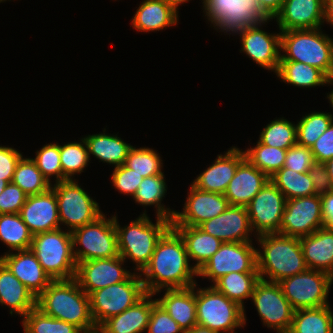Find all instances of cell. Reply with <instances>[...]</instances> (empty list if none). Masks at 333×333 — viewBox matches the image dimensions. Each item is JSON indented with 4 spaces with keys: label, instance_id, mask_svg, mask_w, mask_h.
<instances>
[{
    "label": "cell",
    "instance_id": "obj_1",
    "mask_svg": "<svg viewBox=\"0 0 333 333\" xmlns=\"http://www.w3.org/2000/svg\"><path fill=\"white\" fill-rule=\"evenodd\" d=\"M190 261L182 237L171 226L157 242L150 262L140 273L146 293L156 295L163 289L194 286L198 272Z\"/></svg>",
    "mask_w": 333,
    "mask_h": 333
},
{
    "label": "cell",
    "instance_id": "obj_2",
    "mask_svg": "<svg viewBox=\"0 0 333 333\" xmlns=\"http://www.w3.org/2000/svg\"><path fill=\"white\" fill-rule=\"evenodd\" d=\"M44 314L68 322L83 333L97 328L90 311V299L75 279L55 280L36 298Z\"/></svg>",
    "mask_w": 333,
    "mask_h": 333
},
{
    "label": "cell",
    "instance_id": "obj_3",
    "mask_svg": "<svg viewBox=\"0 0 333 333\" xmlns=\"http://www.w3.org/2000/svg\"><path fill=\"white\" fill-rule=\"evenodd\" d=\"M256 239L262 248L256 249L260 279L278 283L308 269L300 238L273 233L257 236Z\"/></svg>",
    "mask_w": 333,
    "mask_h": 333
},
{
    "label": "cell",
    "instance_id": "obj_4",
    "mask_svg": "<svg viewBox=\"0 0 333 333\" xmlns=\"http://www.w3.org/2000/svg\"><path fill=\"white\" fill-rule=\"evenodd\" d=\"M114 225L117 232L118 252L126 261L132 260L135 271L141 273L150 262L156 244L162 235L172 226L171 220L157 217L153 223L146 210L136 220L121 227L114 215Z\"/></svg>",
    "mask_w": 333,
    "mask_h": 333
},
{
    "label": "cell",
    "instance_id": "obj_5",
    "mask_svg": "<svg viewBox=\"0 0 333 333\" xmlns=\"http://www.w3.org/2000/svg\"><path fill=\"white\" fill-rule=\"evenodd\" d=\"M321 28L281 31L280 61L311 65L333 79V39Z\"/></svg>",
    "mask_w": 333,
    "mask_h": 333
},
{
    "label": "cell",
    "instance_id": "obj_6",
    "mask_svg": "<svg viewBox=\"0 0 333 333\" xmlns=\"http://www.w3.org/2000/svg\"><path fill=\"white\" fill-rule=\"evenodd\" d=\"M30 249L52 281L75 278L77 262L70 231L59 228L36 234Z\"/></svg>",
    "mask_w": 333,
    "mask_h": 333
},
{
    "label": "cell",
    "instance_id": "obj_7",
    "mask_svg": "<svg viewBox=\"0 0 333 333\" xmlns=\"http://www.w3.org/2000/svg\"><path fill=\"white\" fill-rule=\"evenodd\" d=\"M245 309L210 287L196 289L197 325L218 333H235L246 323Z\"/></svg>",
    "mask_w": 333,
    "mask_h": 333
},
{
    "label": "cell",
    "instance_id": "obj_8",
    "mask_svg": "<svg viewBox=\"0 0 333 333\" xmlns=\"http://www.w3.org/2000/svg\"><path fill=\"white\" fill-rule=\"evenodd\" d=\"M202 10L214 29L236 34L241 29L268 22L257 0H203Z\"/></svg>",
    "mask_w": 333,
    "mask_h": 333
},
{
    "label": "cell",
    "instance_id": "obj_9",
    "mask_svg": "<svg viewBox=\"0 0 333 333\" xmlns=\"http://www.w3.org/2000/svg\"><path fill=\"white\" fill-rule=\"evenodd\" d=\"M140 273L125 281L96 290L89 295L90 311L94 323L99 327L108 318L118 315L135 305L146 295Z\"/></svg>",
    "mask_w": 333,
    "mask_h": 333
},
{
    "label": "cell",
    "instance_id": "obj_10",
    "mask_svg": "<svg viewBox=\"0 0 333 333\" xmlns=\"http://www.w3.org/2000/svg\"><path fill=\"white\" fill-rule=\"evenodd\" d=\"M71 234L77 263L119 256L114 216L107 219L102 214L94 222L73 230Z\"/></svg>",
    "mask_w": 333,
    "mask_h": 333
},
{
    "label": "cell",
    "instance_id": "obj_11",
    "mask_svg": "<svg viewBox=\"0 0 333 333\" xmlns=\"http://www.w3.org/2000/svg\"><path fill=\"white\" fill-rule=\"evenodd\" d=\"M51 187L56 195L60 224L67 226L66 230L72 232L103 214L99 204L79 186L75 178L54 183Z\"/></svg>",
    "mask_w": 333,
    "mask_h": 333
},
{
    "label": "cell",
    "instance_id": "obj_12",
    "mask_svg": "<svg viewBox=\"0 0 333 333\" xmlns=\"http://www.w3.org/2000/svg\"><path fill=\"white\" fill-rule=\"evenodd\" d=\"M294 310L329 305L328 295L333 277L323 271L307 269L278 282Z\"/></svg>",
    "mask_w": 333,
    "mask_h": 333
},
{
    "label": "cell",
    "instance_id": "obj_13",
    "mask_svg": "<svg viewBox=\"0 0 333 333\" xmlns=\"http://www.w3.org/2000/svg\"><path fill=\"white\" fill-rule=\"evenodd\" d=\"M251 299L263 325L277 333H288L295 310L284 296L279 283L260 279Z\"/></svg>",
    "mask_w": 333,
    "mask_h": 333
},
{
    "label": "cell",
    "instance_id": "obj_14",
    "mask_svg": "<svg viewBox=\"0 0 333 333\" xmlns=\"http://www.w3.org/2000/svg\"><path fill=\"white\" fill-rule=\"evenodd\" d=\"M256 249L252 242H224L200 268L198 276L214 283L231 272H258Z\"/></svg>",
    "mask_w": 333,
    "mask_h": 333
},
{
    "label": "cell",
    "instance_id": "obj_15",
    "mask_svg": "<svg viewBox=\"0 0 333 333\" xmlns=\"http://www.w3.org/2000/svg\"><path fill=\"white\" fill-rule=\"evenodd\" d=\"M324 226L320 195L286 200L279 234L301 238Z\"/></svg>",
    "mask_w": 333,
    "mask_h": 333
},
{
    "label": "cell",
    "instance_id": "obj_16",
    "mask_svg": "<svg viewBox=\"0 0 333 333\" xmlns=\"http://www.w3.org/2000/svg\"><path fill=\"white\" fill-rule=\"evenodd\" d=\"M285 203L283 193L269 180L246 207L253 236L280 232Z\"/></svg>",
    "mask_w": 333,
    "mask_h": 333
},
{
    "label": "cell",
    "instance_id": "obj_17",
    "mask_svg": "<svg viewBox=\"0 0 333 333\" xmlns=\"http://www.w3.org/2000/svg\"><path fill=\"white\" fill-rule=\"evenodd\" d=\"M124 263L125 260L120 255L79 262L74 279L90 295L96 290L127 280L133 273L124 269Z\"/></svg>",
    "mask_w": 333,
    "mask_h": 333
},
{
    "label": "cell",
    "instance_id": "obj_18",
    "mask_svg": "<svg viewBox=\"0 0 333 333\" xmlns=\"http://www.w3.org/2000/svg\"><path fill=\"white\" fill-rule=\"evenodd\" d=\"M187 195L183 211L174 213L172 226H199L220 215L230 206L224 194L200 190L192 184Z\"/></svg>",
    "mask_w": 333,
    "mask_h": 333
},
{
    "label": "cell",
    "instance_id": "obj_19",
    "mask_svg": "<svg viewBox=\"0 0 333 333\" xmlns=\"http://www.w3.org/2000/svg\"><path fill=\"white\" fill-rule=\"evenodd\" d=\"M252 25L241 29L240 34L242 48L240 52L247 54L251 60L264 69L277 72L281 58V31L277 34H270L261 30L262 24Z\"/></svg>",
    "mask_w": 333,
    "mask_h": 333
},
{
    "label": "cell",
    "instance_id": "obj_20",
    "mask_svg": "<svg viewBox=\"0 0 333 333\" xmlns=\"http://www.w3.org/2000/svg\"><path fill=\"white\" fill-rule=\"evenodd\" d=\"M205 233L224 242H252V228L246 207L230 205L216 217L198 226ZM251 234V235H250Z\"/></svg>",
    "mask_w": 333,
    "mask_h": 333
},
{
    "label": "cell",
    "instance_id": "obj_21",
    "mask_svg": "<svg viewBox=\"0 0 333 333\" xmlns=\"http://www.w3.org/2000/svg\"><path fill=\"white\" fill-rule=\"evenodd\" d=\"M19 214L33 236L62 228L52 187L43 193L27 196Z\"/></svg>",
    "mask_w": 333,
    "mask_h": 333
},
{
    "label": "cell",
    "instance_id": "obj_22",
    "mask_svg": "<svg viewBox=\"0 0 333 333\" xmlns=\"http://www.w3.org/2000/svg\"><path fill=\"white\" fill-rule=\"evenodd\" d=\"M325 0H284L275 16L280 31L317 29L324 23Z\"/></svg>",
    "mask_w": 333,
    "mask_h": 333
},
{
    "label": "cell",
    "instance_id": "obj_23",
    "mask_svg": "<svg viewBox=\"0 0 333 333\" xmlns=\"http://www.w3.org/2000/svg\"><path fill=\"white\" fill-rule=\"evenodd\" d=\"M0 261L36 298L52 282L31 249L5 252Z\"/></svg>",
    "mask_w": 333,
    "mask_h": 333
},
{
    "label": "cell",
    "instance_id": "obj_24",
    "mask_svg": "<svg viewBox=\"0 0 333 333\" xmlns=\"http://www.w3.org/2000/svg\"><path fill=\"white\" fill-rule=\"evenodd\" d=\"M245 158L244 150L231 147L224 155L218 154L212 165L200 173L192 182L197 189L224 194L234 177L238 164Z\"/></svg>",
    "mask_w": 333,
    "mask_h": 333
},
{
    "label": "cell",
    "instance_id": "obj_25",
    "mask_svg": "<svg viewBox=\"0 0 333 333\" xmlns=\"http://www.w3.org/2000/svg\"><path fill=\"white\" fill-rule=\"evenodd\" d=\"M270 178L255 167L246 157L238 164L224 196L230 205L247 207Z\"/></svg>",
    "mask_w": 333,
    "mask_h": 333
},
{
    "label": "cell",
    "instance_id": "obj_26",
    "mask_svg": "<svg viewBox=\"0 0 333 333\" xmlns=\"http://www.w3.org/2000/svg\"><path fill=\"white\" fill-rule=\"evenodd\" d=\"M196 286L197 284L188 288L165 289L164 295L156 299L183 332L197 325Z\"/></svg>",
    "mask_w": 333,
    "mask_h": 333
},
{
    "label": "cell",
    "instance_id": "obj_27",
    "mask_svg": "<svg viewBox=\"0 0 333 333\" xmlns=\"http://www.w3.org/2000/svg\"><path fill=\"white\" fill-rule=\"evenodd\" d=\"M300 245L308 269L323 271L333 277V229L319 228L301 237Z\"/></svg>",
    "mask_w": 333,
    "mask_h": 333
},
{
    "label": "cell",
    "instance_id": "obj_28",
    "mask_svg": "<svg viewBox=\"0 0 333 333\" xmlns=\"http://www.w3.org/2000/svg\"><path fill=\"white\" fill-rule=\"evenodd\" d=\"M154 294L147 293L135 305L122 313L105 320L99 328L104 333H142L147 329L153 305Z\"/></svg>",
    "mask_w": 333,
    "mask_h": 333
},
{
    "label": "cell",
    "instance_id": "obj_29",
    "mask_svg": "<svg viewBox=\"0 0 333 333\" xmlns=\"http://www.w3.org/2000/svg\"><path fill=\"white\" fill-rule=\"evenodd\" d=\"M178 12L164 0H144L132 17V27L137 31H160L177 25Z\"/></svg>",
    "mask_w": 333,
    "mask_h": 333
},
{
    "label": "cell",
    "instance_id": "obj_30",
    "mask_svg": "<svg viewBox=\"0 0 333 333\" xmlns=\"http://www.w3.org/2000/svg\"><path fill=\"white\" fill-rule=\"evenodd\" d=\"M0 304L10 308V314L24 317L36 307V297L0 261Z\"/></svg>",
    "mask_w": 333,
    "mask_h": 333
},
{
    "label": "cell",
    "instance_id": "obj_31",
    "mask_svg": "<svg viewBox=\"0 0 333 333\" xmlns=\"http://www.w3.org/2000/svg\"><path fill=\"white\" fill-rule=\"evenodd\" d=\"M182 237L189 260H195L193 267L197 270L213 256L223 242L205 233L198 226H172Z\"/></svg>",
    "mask_w": 333,
    "mask_h": 333
},
{
    "label": "cell",
    "instance_id": "obj_32",
    "mask_svg": "<svg viewBox=\"0 0 333 333\" xmlns=\"http://www.w3.org/2000/svg\"><path fill=\"white\" fill-rule=\"evenodd\" d=\"M83 138L88 147L89 158L92 154L101 162L112 164L114 167L125 163L128 152L133 147L118 137L117 134L106 133V128L103 133L92 134Z\"/></svg>",
    "mask_w": 333,
    "mask_h": 333
},
{
    "label": "cell",
    "instance_id": "obj_33",
    "mask_svg": "<svg viewBox=\"0 0 333 333\" xmlns=\"http://www.w3.org/2000/svg\"><path fill=\"white\" fill-rule=\"evenodd\" d=\"M276 75L283 82L302 88L329 86L330 80L321 70L295 61H280Z\"/></svg>",
    "mask_w": 333,
    "mask_h": 333
},
{
    "label": "cell",
    "instance_id": "obj_34",
    "mask_svg": "<svg viewBox=\"0 0 333 333\" xmlns=\"http://www.w3.org/2000/svg\"><path fill=\"white\" fill-rule=\"evenodd\" d=\"M259 280V272H231L221 276L212 286L244 309V300L252 297Z\"/></svg>",
    "mask_w": 333,
    "mask_h": 333
},
{
    "label": "cell",
    "instance_id": "obj_35",
    "mask_svg": "<svg viewBox=\"0 0 333 333\" xmlns=\"http://www.w3.org/2000/svg\"><path fill=\"white\" fill-rule=\"evenodd\" d=\"M330 304L294 311L288 333H333V311Z\"/></svg>",
    "mask_w": 333,
    "mask_h": 333
},
{
    "label": "cell",
    "instance_id": "obj_36",
    "mask_svg": "<svg viewBox=\"0 0 333 333\" xmlns=\"http://www.w3.org/2000/svg\"><path fill=\"white\" fill-rule=\"evenodd\" d=\"M164 172L155 176L143 178L133 199L135 203L142 206H154L156 208V216L172 220L175 210L166 208L161 202L167 193V185L165 182Z\"/></svg>",
    "mask_w": 333,
    "mask_h": 333
},
{
    "label": "cell",
    "instance_id": "obj_37",
    "mask_svg": "<svg viewBox=\"0 0 333 333\" xmlns=\"http://www.w3.org/2000/svg\"><path fill=\"white\" fill-rule=\"evenodd\" d=\"M32 238L19 213L0 214V241L7 245L9 252L30 249Z\"/></svg>",
    "mask_w": 333,
    "mask_h": 333
},
{
    "label": "cell",
    "instance_id": "obj_38",
    "mask_svg": "<svg viewBox=\"0 0 333 333\" xmlns=\"http://www.w3.org/2000/svg\"><path fill=\"white\" fill-rule=\"evenodd\" d=\"M286 200L314 195L313 182L308 172L299 173L282 167L270 177Z\"/></svg>",
    "mask_w": 333,
    "mask_h": 333
},
{
    "label": "cell",
    "instance_id": "obj_39",
    "mask_svg": "<svg viewBox=\"0 0 333 333\" xmlns=\"http://www.w3.org/2000/svg\"><path fill=\"white\" fill-rule=\"evenodd\" d=\"M11 182L19 186L27 196L43 193L51 188L52 185L43 176L32 158L23 156L16 165Z\"/></svg>",
    "mask_w": 333,
    "mask_h": 333
},
{
    "label": "cell",
    "instance_id": "obj_40",
    "mask_svg": "<svg viewBox=\"0 0 333 333\" xmlns=\"http://www.w3.org/2000/svg\"><path fill=\"white\" fill-rule=\"evenodd\" d=\"M245 157L269 178L284 167L287 150L270 147L259 140L256 146L244 151Z\"/></svg>",
    "mask_w": 333,
    "mask_h": 333
},
{
    "label": "cell",
    "instance_id": "obj_41",
    "mask_svg": "<svg viewBox=\"0 0 333 333\" xmlns=\"http://www.w3.org/2000/svg\"><path fill=\"white\" fill-rule=\"evenodd\" d=\"M22 319L24 333H83L75 325L48 316L37 307Z\"/></svg>",
    "mask_w": 333,
    "mask_h": 333
},
{
    "label": "cell",
    "instance_id": "obj_42",
    "mask_svg": "<svg viewBox=\"0 0 333 333\" xmlns=\"http://www.w3.org/2000/svg\"><path fill=\"white\" fill-rule=\"evenodd\" d=\"M333 122V115L328 112H311L302 116L296 124L297 143L311 148L316 140Z\"/></svg>",
    "mask_w": 333,
    "mask_h": 333
},
{
    "label": "cell",
    "instance_id": "obj_43",
    "mask_svg": "<svg viewBox=\"0 0 333 333\" xmlns=\"http://www.w3.org/2000/svg\"><path fill=\"white\" fill-rule=\"evenodd\" d=\"M62 145H60V163L63 181L73 180L74 175L81 174L88 162L90 163L88 147L84 138L80 139V142H68Z\"/></svg>",
    "mask_w": 333,
    "mask_h": 333
},
{
    "label": "cell",
    "instance_id": "obj_44",
    "mask_svg": "<svg viewBox=\"0 0 333 333\" xmlns=\"http://www.w3.org/2000/svg\"><path fill=\"white\" fill-rule=\"evenodd\" d=\"M259 136V141L262 144L287 150L297 143L296 124L284 119V117L278 118L270 121Z\"/></svg>",
    "mask_w": 333,
    "mask_h": 333
},
{
    "label": "cell",
    "instance_id": "obj_45",
    "mask_svg": "<svg viewBox=\"0 0 333 333\" xmlns=\"http://www.w3.org/2000/svg\"><path fill=\"white\" fill-rule=\"evenodd\" d=\"M163 160L156 150L148 147H132L127 155L124 165L135 171L143 178L162 174Z\"/></svg>",
    "mask_w": 333,
    "mask_h": 333
},
{
    "label": "cell",
    "instance_id": "obj_46",
    "mask_svg": "<svg viewBox=\"0 0 333 333\" xmlns=\"http://www.w3.org/2000/svg\"><path fill=\"white\" fill-rule=\"evenodd\" d=\"M35 162L43 176L51 183V177L55 176V182L63 181V171L60 163V145L56 142L44 145L36 151ZM51 176V177H50Z\"/></svg>",
    "mask_w": 333,
    "mask_h": 333
},
{
    "label": "cell",
    "instance_id": "obj_47",
    "mask_svg": "<svg viewBox=\"0 0 333 333\" xmlns=\"http://www.w3.org/2000/svg\"><path fill=\"white\" fill-rule=\"evenodd\" d=\"M111 181L115 189H117L120 194H126L132 196L133 198L139 185L143 181V177L123 164L121 166L114 167L111 175Z\"/></svg>",
    "mask_w": 333,
    "mask_h": 333
},
{
    "label": "cell",
    "instance_id": "obj_48",
    "mask_svg": "<svg viewBox=\"0 0 333 333\" xmlns=\"http://www.w3.org/2000/svg\"><path fill=\"white\" fill-rule=\"evenodd\" d=\"M147 333H184L177 322L157 302L153 305Z\"/></svg>",
    "mask_w": 333,
    "mask_h": 333
},
{
    "label": "cell",
    "instance_id": "obj_49",
    "mask_svg": "<svg viewBox=\"0 0 333 333\" xmlns=\"http://www.w3.org/2000/svg\"><path fill=\"white\" fill-rule=\"evenodd\" d=\"M315 162L310 148L296 143L287 149L284 167L299 173H305Z\"/></svg>",
    "mask_w": 333,
    "mask_h": 333
},
{
    "label": "cell",
    "instance_id": "obj_50",
    "mask_svg": "<svg viewBox=\"0 0 333 333\" xmlns=\"http://www.w3.org/2000/svg\"><path fill=\"white\" fill-rule=\"evenodd\" d=\"M27 195L16 184L10 182L0 194V214L20 213Z\"/></svg>",
    "mask_w": 333,
    "mask_h": 333
},
{
    "label": "cell",
    "instance_id": "obj_51",
    "mask_svg": "<svg viewBox=\"0 0 333 333\" xmlns=\"http://www.w3.org/2000/svg\"><path fill=\"white\" fill-rule=\"evenodd\" d=\"M313 182L314 195H324L333 191V184L325 163L315 162L308 170Z\"/></svg>",
    "mask_w": 333,
    "mask_h": 333
},
{
    "label": "cell",
    "instance_id": "obj_52",
    "mask_svg": "<svg viewBox=\"0 0 333 333\" xmlns=\"http://www.w3.org/2000/svg\"><path fill=\"white\" fill-rule=\"evenodd\" d=\"M22 156L15 148L0 145V181H12L16 165Z\"/></svg>",
    "mask_w": 333,
    "mask_h": 333
},
{
    "label": "cell",
    "instance_id": "obj_53",
    "mask_svg": "<svg viewBox=\"0 0 333 333\" xmlns=\"http://www.w3.org/2000/svg\"><path fill=\"white\" fill-rule=\"evenodd\" d=\"M315 161L326 163L333 158V122L310 148Z\"/></svg>",
    "mask_w": 333,
    "mask_h": 333
},
{
    "label": "cell",
    "instance_id": "obj_54",
    "mask_svg": "<svg viewBox=\"0 0 333 333\" xmlns=\"http://www.w3.org/2000/svg\"><path fill=\"white\" fill-rule=\"evenodd\" d=\"M325 227L333 229V191L321 195Z\"/></svg>",
    "mask_w": 333,
    "mask_h": 333
},
{
    "label": "cell",
    "instance_id": "obj_55",
    "mask_svg": "<svg viewBox=\"0 0 333 333\" xmlns=\"http://www.w3.org/2000/svg\"><path fill=\"white\" fill-rule=\"evenodd\" d=\"M261 10L270 18L275 19V16L280 12L284 0H257Z\"/></svg>",
    "mask_w": 333,
    "mask_h": 333
},
{
    "label": "cell",
    "instance_id": "obj_56",
    "mask_svg": "<svg viewBox=\"0 0 333 333\" xmlns=\"http://www.w3.org/2000/svg\"><path fill=\"white\" fill-rule=\"evenodd\" d=\"M324 22L333 26V0H325Z\"/></svg>",
    "mask_w": 333,
    "mask_h": 333
},
{
    "label": "cell",
    "instance_id": "obj_57",
    "mask_svg": "<svg viewBox=\"0 0 333 333\" xmlns=\"http://www.w3.org/2000/svg\"><path fill=\"white\" fill-rule=\"evenodd\" d=\"M184 333H218L217 331L211 330L209 328H205L200 325H195L190 330L184 332Z\"/></svg>",
    "mask_w": 333,
    "mask_h": 333
},
{
    "label": "cell",
    "instance_id": "obj_58",
    "mask_svg": "<svg viewBox=\"0 0 333 333\" xmlns=\"http://www.w3.org/2000/svg\"><path fill=\"white\" fill-rule=\"evenodd\" d=\"M166 3H168L171 7H173L177 12L179 5L183 4L184 2H189V0H164Z\"/></svg>",
    "mask_w": 333,
    "mask_h": 333
},
{
    "label": "cell",
    "instance_id": "obj_59",
    "mask_svg": "<svg viewBox=\"0 0 333 333\" xmlns=\"http://www.w3.org/2000/svg\"><path fill=\"white\" fill-rule=\"evenodd\" d=\"M325 165L327 167L328 173L330 175V178H331V181H332V184H333V158H331L329 161H327L325 163Z\"/></svg>",
    "mask_w": 333,
    "mask_h": 333
},
{
    "label": "cell",
    "instance_id": "obj_60",
    "mask_svg": "<svg viewBox=\"0 0 333 333\" xmlns=\"http://www.w3.org/2000/svg\"><path fill=\"white\" fill-rule=\"evenodd\" d=\"M328 84L333 85V79H330ZM327 99L329 100L331 107H333V90L329 94L327 93Z\"/></svg>",
    "mask_w": 333,
    "mask_h": 333
},
{
    "label": "cell",
    "instance_id": "obj_61",
    "mask_svg": "<svg viewBox=\"0 0 333 333\" xmlns=\"http://www.w3.org/2000/svg\"><path fill=\"white\" fill-rule=\"evenodd\" d=\"M8 182L6 180H2L0 181V194L2 193V191L5 189V187L7 186Z\"/></svg>",
    "mask_w": 333,
    "mask_h": 333
},
{
    "label": "cell",
    "instance_id": "obj_62",
    "mask_svg": "<svg viewBox=\"0 0 333 333\" xmlns=\"http://www.w3.org/2000/svg\"><path fill=\"white\" fill-rule=\"evenodd\" d=\"M91 333H104L99 327L93 330Z\"/></svg>",
    "mask_w": 333,
    "mask_h": 333
}]
</instances>
